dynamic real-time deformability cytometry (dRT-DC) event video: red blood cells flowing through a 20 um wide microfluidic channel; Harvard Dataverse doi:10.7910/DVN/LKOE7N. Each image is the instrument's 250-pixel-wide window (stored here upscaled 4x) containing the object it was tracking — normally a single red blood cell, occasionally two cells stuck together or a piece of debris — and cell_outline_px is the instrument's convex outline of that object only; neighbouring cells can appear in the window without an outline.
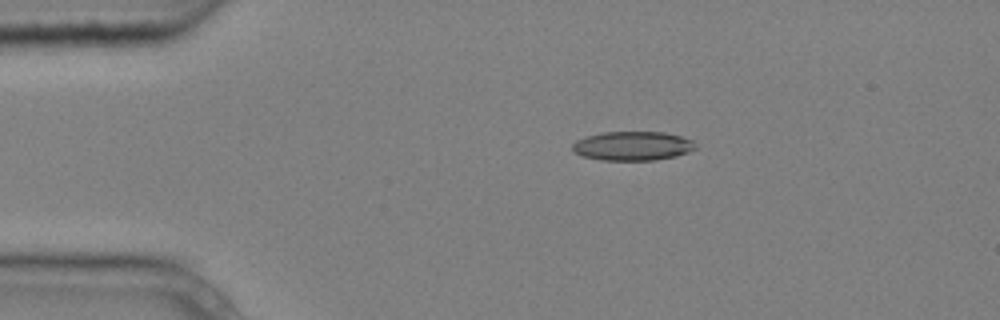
{"species": "common noctule bat (a hibernating species)", "species_latin": "Nyctalus noctula", "temperature_condition": "cold", "stored_images_in_passage": 4, "camera_frame_rate_fps": 3000, "um_per_image_px": 0.085, "animal": {"sex": "male", "body_mass_g": 20.4}, "frame": {"image": 1, "passage_image": 2, "time_ms": 0.333, "image_size_px": [1000, 320], "cell_outline_px": [[696, 148], [688, 152], [676, 156], [656, 160], [600, 160], [584, 156], [576, 152], [572, 148], [572, 144], [576, 140], [588, 136], [604, 132], [664, 132], [680, 136], [692, 140], [696, 144]], "centroid_in_image_um": [53.8, 12.4], "position_along_channel_um": 31.2, "area_um2": 20.75}}